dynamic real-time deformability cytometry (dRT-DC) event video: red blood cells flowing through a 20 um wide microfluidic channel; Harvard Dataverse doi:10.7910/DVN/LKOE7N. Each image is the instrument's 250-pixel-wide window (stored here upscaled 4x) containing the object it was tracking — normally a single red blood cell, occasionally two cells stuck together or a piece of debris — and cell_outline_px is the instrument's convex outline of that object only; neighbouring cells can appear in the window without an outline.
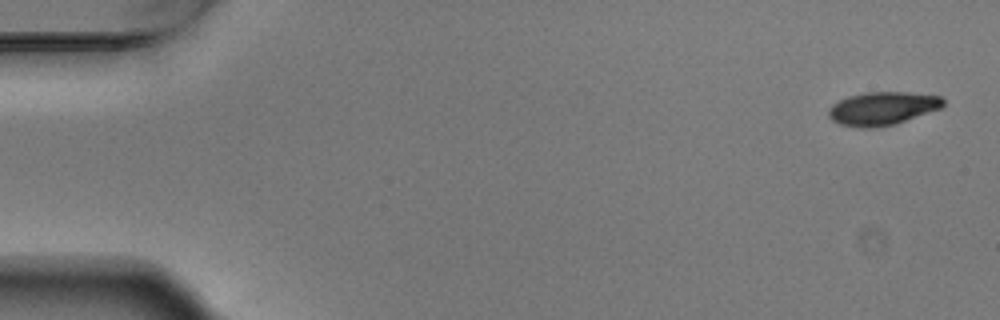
{"species": "Egyptian fruit bat (a non-hibernating species)", "species_latin": "Rousettus aegyptiacus", "temperature_condition": "warm", "stored_images_in_passage": 5, "camera_frame_rate_fps": 3000, "um_per_image_px": 0.085, "animal": {"sex": "male"}, "frame": {"image": 1, "passage_image": 1, "time_ms": 0.0, "image_size_px": [1000, 320], "cell_outline_px": [[944, 104], [940, 108], [896, 124], [876, 128], [856, 128], [840, 124], [832, 120], [828, 116], [828, 108], [832, 104], [848, 96], [868, 92], [908, 92], [940, 96], [944, 100]], "centroid_in_image_um": [74.97, 9.23], "position_along_channel_um": 10.0, "area_um2": 22.31}}
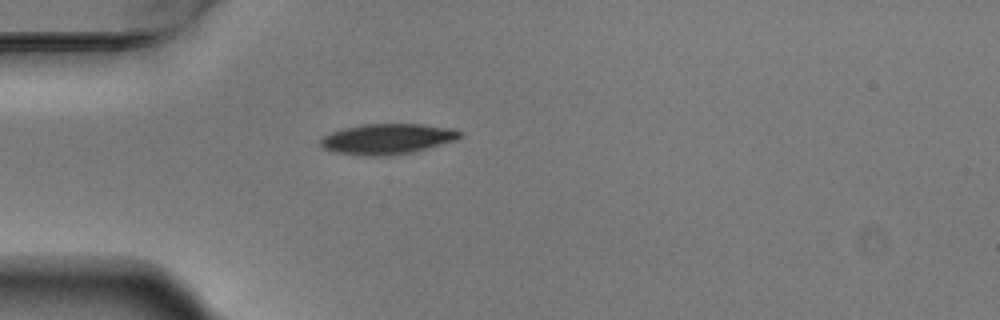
{"frame": {"image": 2, "passage_image": 5, "time_ms": 1.333, "image_size_px": [1000, 320], "cell_outline_px": [[464, 132], [456, 140], [428, 148], [412, 152], [388, 156], [364, 156], [336, 152], [324, 148], [320, 144], [320, 136], [340, 128], [360, 124], [420, 124], [456, 128]], "centroid_in_image_um": [32.91, 11.8], "position_along_channel_um": 52.1, "area_um2": 25.14}}